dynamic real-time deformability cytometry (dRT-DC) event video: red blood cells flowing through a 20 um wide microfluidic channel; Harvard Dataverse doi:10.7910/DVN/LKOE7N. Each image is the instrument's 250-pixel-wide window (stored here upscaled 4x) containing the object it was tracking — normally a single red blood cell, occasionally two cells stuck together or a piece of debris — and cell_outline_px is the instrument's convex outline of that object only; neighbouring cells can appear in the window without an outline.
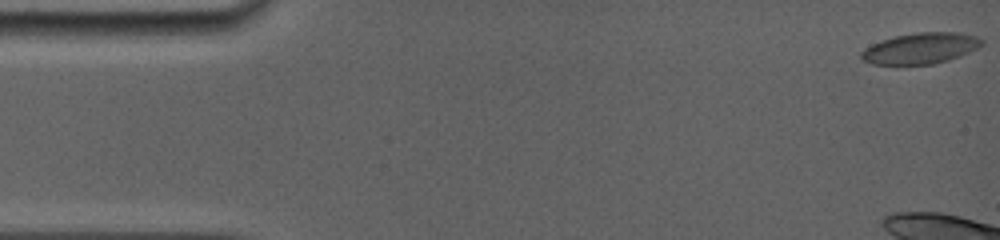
{"species": "common noctule bat (a hibernating species)", "species_latin": "Nyctalus noctula", "temperature_condition": "room temperature", "stored_images_in_passage": 18, "camera_frame_rate_fps": 5000, "um_per_image_px": 0.085, "animal": {"sex": "female", "body_mass_g": 19.0, "forearm_length_mm": 56.7}, "frame": {"image": 1, "passage_image": 1, "time_ms": 0.0, "image_size_px": [1000, 240], "cell_outline_px": [[984, 44], [960, 56], [948, 60], [932, 64], [872, 64], [860, 60], [860, 52], [864, 48], [872, 44], [896, 36], [916, 32], [960, 32], [976, 36], [984, 40]], "centroid_in_image_um": [78.24, 4.1], "position_along_channel_um": 6.8, "area_um2": 21.73}}